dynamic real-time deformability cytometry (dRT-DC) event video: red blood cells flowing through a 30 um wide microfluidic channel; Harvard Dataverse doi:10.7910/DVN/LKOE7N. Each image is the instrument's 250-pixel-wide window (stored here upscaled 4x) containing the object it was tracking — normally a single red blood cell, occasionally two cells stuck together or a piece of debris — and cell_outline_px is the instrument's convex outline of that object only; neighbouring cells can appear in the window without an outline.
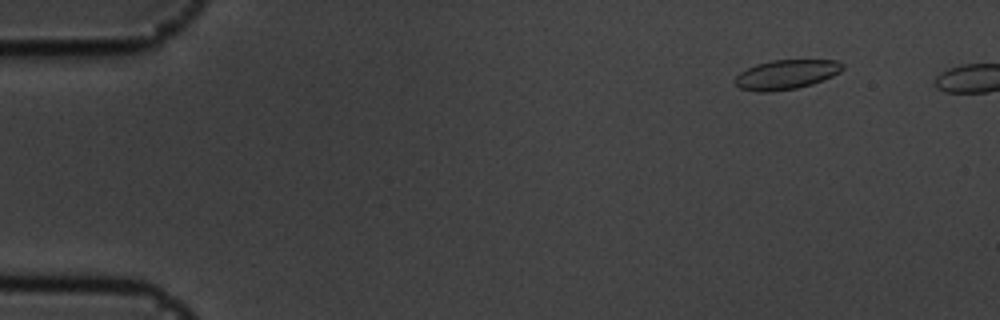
{"species": "common noctule bat (a hibernating species)", "species_latin": "Nyctalus noctula", "temperature_condition": "cold", "stored_images_in_passage": 9, "camera_frame_rate_fps": 3000, "um_per_image_px": 0.085, "animal": {"sex": "male", "body_mass_g": 19.5, "forearm_length_mm": 54.6}, "frame": {"image": 1, "passage_image": 6, "time_ms": 1.667, "image_size_px": [1000, 320], "cell_outline_px": [[844, 68], [840, 72], [832, 76], [812, 84], [796, 88], [772, 92], [756, 92], [740, 88], [736, 84], [736, 76], [740, 72], [756, 64], [772, 60], [836, 60], [844, 64]], "centroid_in_image_um": [66.84, 6.33], "position_along_channel_um": 18.2, "area_um2": 18.44}}